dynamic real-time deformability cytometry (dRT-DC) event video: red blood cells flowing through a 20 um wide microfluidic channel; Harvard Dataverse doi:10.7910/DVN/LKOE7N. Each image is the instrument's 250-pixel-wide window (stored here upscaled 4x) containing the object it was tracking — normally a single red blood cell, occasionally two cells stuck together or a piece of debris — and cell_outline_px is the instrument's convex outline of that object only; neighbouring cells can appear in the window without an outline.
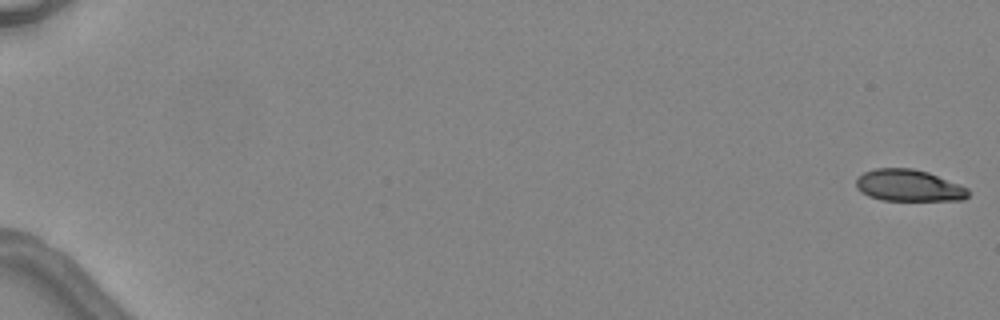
{"species": "common noctule bat (a hibernating species)", "species_latin": "Nyctalus noctula", "temperature_condition": "warm", "stored_images_in_passage": 6, "camera_frame_rate_fps": 3000, "um_per_image_px": 0.085, "animal": {"sex": "female", "body_mass_g": 24.6, "forearm_length_mm": 56.2}, "frame": {"image": 1, "passage_image": 1, "time_ms": 0.0, "image_size_px": [1000, 320], "cell_outline_px": [[968, 196], [964, 200], [880, 200], [868, 196], [860, 192], [856, 188], [856, 180], [864, 172], [876, 168], [912, 168], [928, 172], [960, 184], [968, 188]], "centroid_in_image_um": [77.23, 15.77], "position_along_channel_um": 7.8, "area_um2": 20.81}}
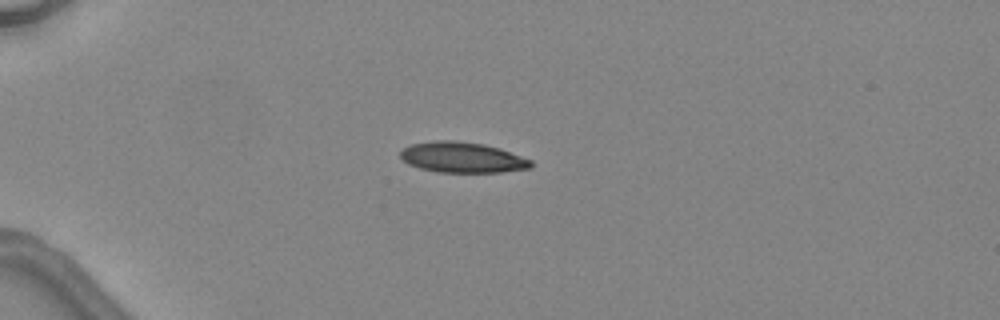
{"frame": {"image": 2, "passage_image": 5, "time_ms": 4.667, "image_size_px": [1000, 320], "cell_outline_px": [[532, 168], [504, 172], [436, 172], [420, 168], [408, 164], [400, 156], [400, 152], [404, 148], [412, 144], [436, 140], [456, 140], [484, 144], [500, 148], [532, 160]], "centroid_in_image_um": [39.32, 13.38], "position_along_channel_um": 45.7, "area_um2": 23.35}}